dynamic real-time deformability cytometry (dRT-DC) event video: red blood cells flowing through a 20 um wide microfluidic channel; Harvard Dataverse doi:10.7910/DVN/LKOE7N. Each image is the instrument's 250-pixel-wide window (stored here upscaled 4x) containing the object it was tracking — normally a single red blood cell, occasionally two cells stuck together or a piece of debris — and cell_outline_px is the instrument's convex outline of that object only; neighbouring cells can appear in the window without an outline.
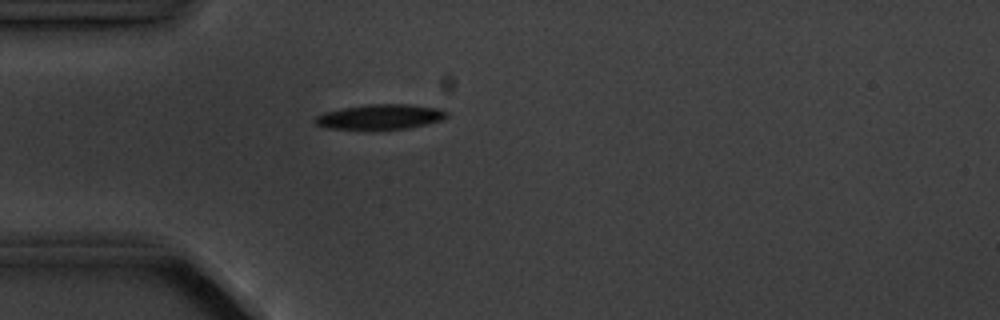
{"species": "common noctule bat (a hibernating species)", "species_latin": "Nyctalus noctula", "temperature_condition": "cold", "stored_images_in_passage": 4, "camera_frame_rate_fps": 3000, "um_per_image_px": 0.085, "animal": {"sex": "male", "body_mass_g": 20.1, "forearm_length_mm": 53.5}, "frame": {"image": 1, "passage_image": 4, "time_ms": 3.0, "image_size_px": [1000, 320], "cell_outline_px": [[448, 116], [440, 120], [408, 128], [328, 128], [316, 124], [312, 120], [316, 116], [324, 112], [344, 108], [368, 104], [408, 104], [440, 108], [448, 112]], "centroid_in_image_um": [32.33, 9.9], "position_along_channel_um": 52.7, "area_um2": 18.73}}